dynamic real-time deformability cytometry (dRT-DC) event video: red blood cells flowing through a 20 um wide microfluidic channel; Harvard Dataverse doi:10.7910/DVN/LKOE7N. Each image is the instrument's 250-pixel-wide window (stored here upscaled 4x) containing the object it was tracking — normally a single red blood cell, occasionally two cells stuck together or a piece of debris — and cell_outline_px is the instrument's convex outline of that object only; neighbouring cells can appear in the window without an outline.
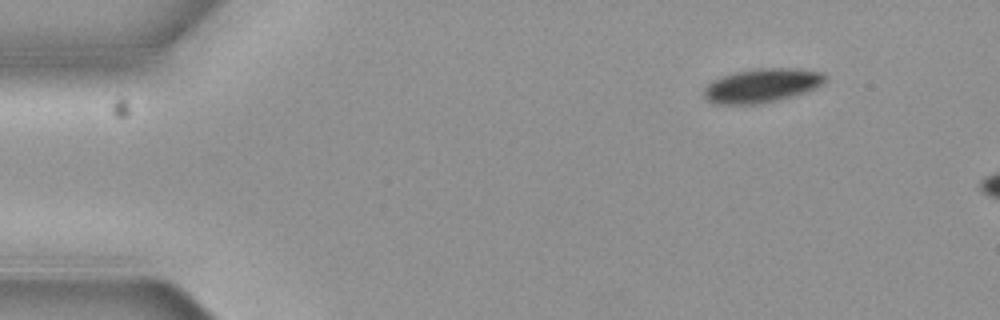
{"species": "common noctule bat (a hibernating species)", "species_latin": "Nyctalus noctula", "temperature_condition": "cold", "stored_images_in_passage": 3, "camera_frame_rate_fps": 3000, "um_per_image_px": 0.085, "animal": {"sex": "female", "body_mass_g": 19.3, "forearm_length_mm": 54.1}, "frame": {"image": 1, "passage_image": 1, "time_ms": 0.0, "image_size_px": [1000, 320], "cell_outline_px": [[828, 76], [816, 88], [780, 100], [760, 104], [716, 104], [708, 100], [704, 96], [704, 88], [712, 80], [732, 72], [756, 68], [796, 68], [824, 72]], "centroid_in_image_um": [64.76, 7.26], "position_along_channel_um": 20.2, "area_um2": 24.16}}